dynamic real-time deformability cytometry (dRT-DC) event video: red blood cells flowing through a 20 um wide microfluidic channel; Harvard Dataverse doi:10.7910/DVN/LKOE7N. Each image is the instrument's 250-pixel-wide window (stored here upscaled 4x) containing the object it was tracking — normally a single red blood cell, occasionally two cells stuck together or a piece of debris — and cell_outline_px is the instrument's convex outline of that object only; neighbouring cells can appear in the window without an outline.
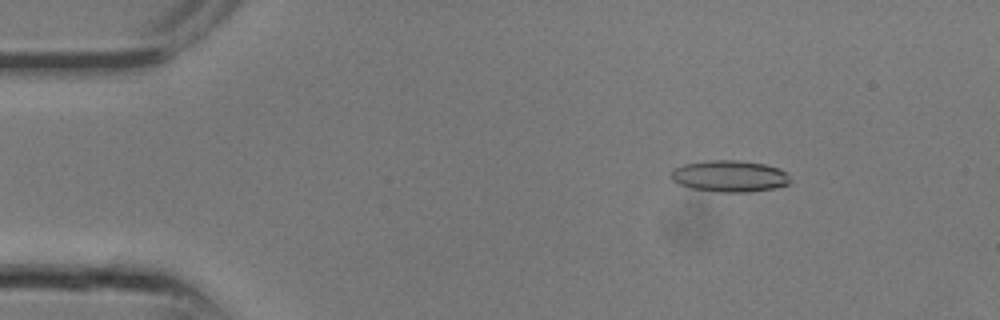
{"species": "common noctule bat (a hibernating species)", "species_latin": "Nyctalus noctula", "temperature_condition": "room temperature", "stored_images_in_passage": 6, "camera_frame_rate_fps": 3000, "um_per_image_px": 0.085, "animal": {"sex": "male", "body_mass_g": 13.3}, "frame": {"image": 1, "passage_image": 2, "time_ms": 0.333, "image_size_px": [1000, 320], "cell_outline_px": [[788, 184], [772, 188], [748, 192], [720, 192], [692, 188], [680, 184], [672, 180], [672, 168], [684, 164], [704, 160], [736, 160], [764, 164], [780, 168], [788, 176]], "centroid_in_image_um": [61.97, 14.96], "position_along_channel_um": 23.0, "area_um2": 21.68}}